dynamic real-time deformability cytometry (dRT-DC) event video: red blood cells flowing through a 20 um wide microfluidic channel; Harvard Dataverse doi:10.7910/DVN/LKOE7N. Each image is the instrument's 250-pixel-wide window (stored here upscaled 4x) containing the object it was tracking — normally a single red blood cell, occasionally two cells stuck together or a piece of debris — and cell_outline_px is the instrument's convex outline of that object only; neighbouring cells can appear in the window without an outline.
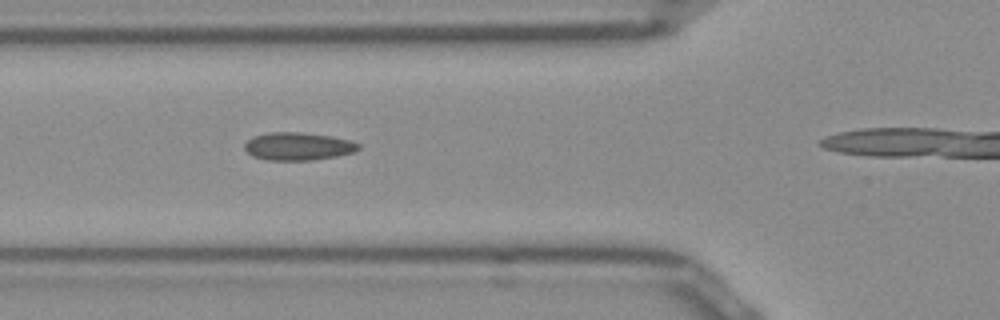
{"species": "Egyptian fruit bat (a non-hibernating species)", "species_latin": "Rousettus aegyptiacus", "temperature_condition": "room temperature", "stored_images_in_passage": 14, "camera_frame_rate_fps": 3000, "um_per_image_px": 0.085, "frame": {"image": 1, "passage_image": 10, "time_ms": 3.0, "image_size_px": [1000, 320], "cell_outline_px": [[360, 148], [356, 152], [336, 156], [312, 160], [264, 160], [252, 156], [244, 148], [244, 144], [252, 136], [268, 132], [304, 132], [332, 136], [352, 140], [360, 144]], "centroid_in_image_um": [25.35, 12.43], "position_along_channel_um": 100.5, "area_um2": 18.79}}